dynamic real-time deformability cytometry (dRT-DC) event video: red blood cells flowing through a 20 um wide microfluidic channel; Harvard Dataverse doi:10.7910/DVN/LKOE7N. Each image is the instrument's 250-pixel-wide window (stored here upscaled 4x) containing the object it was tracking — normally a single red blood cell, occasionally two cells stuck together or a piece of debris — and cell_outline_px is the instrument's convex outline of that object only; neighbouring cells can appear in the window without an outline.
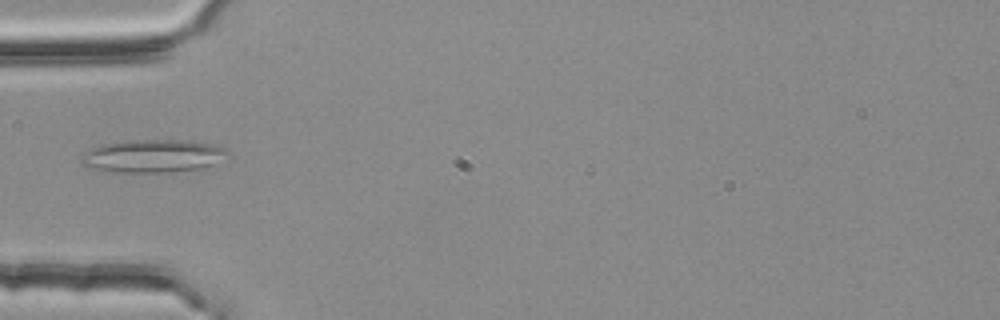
{"species": "common noctule bat (a hibernating species)", "species_latin": "Nyctalus noctula", "temperature_condition": "room temperature", "stored_images_in_passage": 2, "camera_frame_rate_fps": 3000, "um_per_image_px": 0.085, "animal": {"sex": "female", "body_mass_g": 25.1}, "frame": {"image": 1, "passage_image": 2, "time_ms": 0.333, "image_size_px": [1000, 320], "cell_outline_px": [[228, 152], [212, 164], [200, 168], [168, 172], [112, 172], [88, 168], [80, 164], [80, 160], [84, 152], [100, 144], [136, 140], [192, 140], [212, 144], [224, 148]], "centroid_in_image_um": [12.9, 13.26], "position_along_channel_um": 72.1, "area_um2": 27.92}}